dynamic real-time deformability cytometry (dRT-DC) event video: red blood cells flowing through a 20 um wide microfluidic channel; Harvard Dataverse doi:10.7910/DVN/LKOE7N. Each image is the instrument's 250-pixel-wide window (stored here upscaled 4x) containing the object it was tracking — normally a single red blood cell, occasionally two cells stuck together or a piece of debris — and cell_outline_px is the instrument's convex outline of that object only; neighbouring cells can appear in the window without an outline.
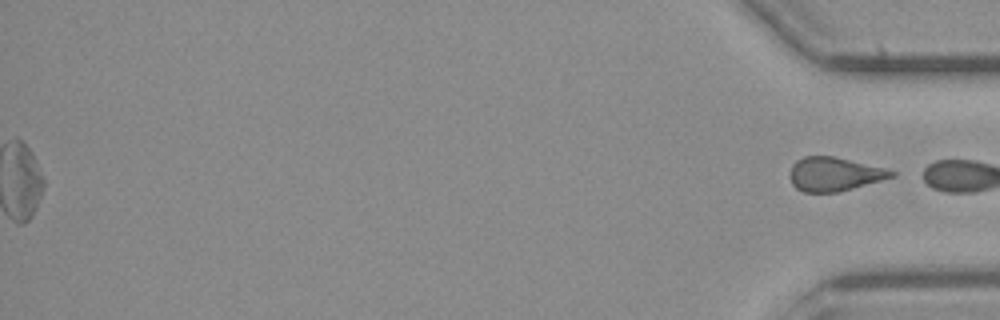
{"species": "common noctule bat (a hibernating species)", "species_latin": "Nyctalus noctula", "temperature_condition": "cold", "stored_images_in_passage": 52, "segment_of_instrument_passage": [2, 2], "camera_frame_rate_fps": 3000, "um_per_image_px": 0.085, "animal": {"sex": "female", "body_mass_g": 21.9}, "frame": {"image": 1, "passage_image": 52, "time_ms": 17.0, "image_size_px": [1000, 320], "cell_outline_px": [[896, 176], [852, 188], [836, 192], [804, 192], [796, 188], [792, 184], [788, 176], [792, 164], [796, 160], [804, 156], [832, 156], [884, 168], [896, 172]], "centroid_in_image_um": [70.86, 14.8], "position_along_channel_um": 364.3, "area_um2": 19.88}}